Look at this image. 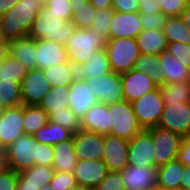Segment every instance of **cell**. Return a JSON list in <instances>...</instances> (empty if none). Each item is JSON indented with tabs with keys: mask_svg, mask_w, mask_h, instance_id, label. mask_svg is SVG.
I'll return each mask as SVG.
<instances>
[{
	"mask_svg": "<svg viewBox=\"0 0 190 190\" xmlns=\"http://www.w3.org/2000/svg\"><path fill=\"white\" fill-rule=\"evenodd\" d=\"M53 146L37 142L33 135L23 134L5 149V167L22 172L34 165L53 166Z\"/></svg>",
	"mask_w": 190,
	"mask_h": 190,
	"instance_id": "1",
	"label": "cell"
},
{
	"mask_svg": "<svg viewBox=\"0 0 190 190\" xmlns=\"http://www.w3.org/2000/svg\"><path fill=\"white\" fill-rule=\"evenodd\" d=\"M42 5L39 0H19L0 17V36L8 41L28 36Z\"/></svg>",
	"mask_w": 190,
	"mask_h": 190,
	"instance_id": "2",
	"label": "cell"
},
{
	"mask_svg": "<svg viewBox=\"0 0 190 190\" xmlns=\"http://www.w3.org/2000/svg\"><path fill=\"white\" fill-rule=\"evenodd\" d=\"M74 30L75 26L71 21H66L42 5L28 36L34 40L45 39L65 46Z\"/></svg>",
	"mask_w": 190,
	"mask_h": 190,
	"instance_id": "3",
	"label": "cell"
},
{
	"mask_svg": "<svg viewBox=\"0 0 190 190\" xmlns=\"http://www.w3.org/2000/svg\"><path fill=\"white\" fill-rule=\"evenodd\" d=\"M108 38L91 29H76L65 44L68 61L73 64H84L94 51L104 49Z\"/></svg>",
	"mask_w": 190,
	"mask_h": 190,
	"instance_id": "4",
	"label": "cell"
},
{
	"mask_svg": "<svg viewBox=\"0 0 190 190\" xmlns=\"http://www.w3.org/2000/svg\"><path fill=\"white\" fill-rule=\"evenodd\" d=\"M105 50L112 71L119 74L133 69L141 54L136 39L133 38L108 39Z\"/></svg>",
	"mask_w": 190,
	"mask_h": 190,
	"instance_id": "5",
	"label": "cell"
},
{
	"mask_svg": "<svg viewBox=\"0 0 190 190\" xmlns=\"http://www.w3.org/2000/svg\"><path fill=\"white\" fill-rule=\"evenodd\" d=\"M109 113L112 123L111 135L132 140L144 130L134 113L132 104L126 100L109 104Z\"/></svg>",
	"mask_w": 190,
	"mask_h": 190,
	"instance_id": "6",
	"label": "cell"
},
{
	"mask_svg": "<svg viewBox=\"0 0 190 190\" xmlns=\"http://www.w3.org/2000/svg\"><path fill=\"white\" fill-rule=\"evenodd\" d=\"M146 130L152 135L156 168L178 158L182 136L158 126Z\"/></svg>",
	"mask_w": 190,
	"mask_h": 190,
	"instance_id": "7",
	"label": "cell"
},
{
	"mask_svg": "<svg viewBox=\"0 0 190 190\" xmlns=\"http://www.w3.org/2000/svg\"><path fill=\"white\" fill-rule=\"evenodd\" d=\"M134 113L143 129L158 126L164 102L158 87L132 102Z\"/></svg>",
	"mask_w": 190,
	"mask_h": 190,
	"instance_id": "8",
	"label": "cell"
},
{
	"mask_svg": "<svg viewBox=\"0 0 190 190\" xmlns=\"http://www.w3.org/2000/svg\"><path fill=\"white\" fill-rule=\"evenodd\" d=\"M158 127L183 138L190 136V103L164 104Z\"/></svg>",
	"mask_w": 190,
	"mask_h": 190,
	"instance_id": "9",
	"label": "cell"
},
{
	"mask_svg": "<svg viewBox=\"0 0 190 190\" xmlns=\"http://www.w3.org/2000/svg\"><path fill=\"white\" fill-rule=\"evenodd\" d=\"M86 82L93 88V96L99 103L109 105L124 100L121 74L119 73L111 71Z\"/></svg>",
	"mask_w": 190,
	"mask_h": 190,
	"instance_id": "10",
	"label": "cell"
},
{
	"mask_svg": "<svg viewBox=\"0 0 190 190\" xmlns=\"http://www.w3.org/2000/svg\"><path fill=\"white\" fill-rule=\"evenodd\" d=\"M73 147L78 160H102L104 135L93 131L79 130L73 133Z\"/></svg>",
	"mask_w": 190,
	"mask_h": 190,
	"instance_id": "11",
	"label": "cell"
},
{
	"mask_svg": "<svg viewBox=\"0 0 190 190\" xmlns=\"http://www.w3.org/2000/svg\"><path fill=\"white\" fill-rule=\"evenodd\" d=\"M50 89L42 69L28 70L21 81L22 105H39Z\"/></svg>",
	"mask_w": 190,
	"mask_h": 190,
	"instance_id": "12",
	"label": "cell"
},
{
	"mask_svg": "<svg viewBox=\"0 0 190 190\" xmlns=\"http://www.w3.org/2000/svg\"><path fill=\"white\" fill-rule=\"evenodd\" d=\"M128 165L155 167L152 135L146 129L129 140Z\"/></svg>",
	"mask_w": 190,
	"mask_h": 190,
	"instance_id": "13",
	"label": "cell"
},
{
	"mask_svg": "<svg viewBox=\"0 0 190 190\" xmlns=\"http://www.w3.org/2000/svg\"><path fill=\"white\" fill-rule=\"evenodd\" d=\"M129 140L104 135L103 163L109 172L122 171L128 165Z\"/></svg>",
	"mask_w": 190,
	"mask_h": 190,
	"instance_id": "14",
	"label": "cell"
},
{
	"mask_svg": "<svg viewBox=\"0 0 190 190\" xmlns=\"http://www.w3.org/2000/svg\"><path fill=\"white\" fill-rule=\"evenodd\" d=\"M122 180L125 190H157V168L127 165Z\"/></svg>",
	"mask_w": 190,
	"mask_h": 190,
	"instance_id": "15",
	"label": "cell"
},
{
	"mask_svg": "<svg viewBox=\"0 0 190 190\" xmlns=\"http://www.w3.org/2000/svg\"><path fill=\"white\" fill-rule=\"evenodd\" d=\"M93 88L85 80L74 79L68 87L69 109L81 120L86 112L98 101Z\"/></svg>",
	"mask_w": 190,
	"mask_h": 190,
	"instance_id": "16",
	"label": "cell"
},
{
	"mask_svg": "<svg viewBox=\"0 0 190 190\" xmlns=\"http://www.w3.org/2000/svg\"><path fill=\"white\" fill-rule=\"evenodd\" d=\"M22 121L23 105L6 108L0 117V143L4 149L24 134Z\"/></svg>",
	"mask_w": 190,
	"mask_h": 190,
	"instance_id": "17",
	"label": "cell"
},
{
	"mask_svg": "<svg viewBox=\"0 0 190 190\" xmlns=\"http://www.w3.org/2000/svg\"><path fill=\"white\" fill-rule=\"evenodd\" d=\"M121 81L124 100L129 103L136 101L156 88L151 78L134 69L121 74Z\"/></svg>",
	"mask_w": 190,
	"mask_h": 190,
	"instance_id": "18",
	"label": "cell"
},
{
	"mask_svg": "<svg viewBox=\"0 0 190 190\" xmlns=\"http://www.w3.org/2000/svg\"><path fill=\"white\" fill-rule=\"evenodd\" d=\"M107 166L102 160H78L73 170L77 184L94 189L107 175Z\"/></svg>",
	"mask_w": 190,
	"mask_h": 190,
	"instance_id": "19",
	"label": "cell"
},
{
	"mask_svg": "<svg viewBox=\"0 0 190 190\" xmlns=\"http://www.w3.org/2000/svg\"><path fill=\"white\" fill-rule=\"evenodd\" d=\"M143 30L140 13H126L116 12L113 13V19L110 23V31L108 39L117 38H133Z\"/></svg>",
	"mask_w": 190,
	"mask_h": 190,
	"instance_id": "20",
	"label": "cell"
},
{
	"mask_svg": "<svg viewBox=\"0 0 190 190\" xmlns=\"http://www.w3.org/2000/svg\"><path fill=\"white\" fill-rule=\"evenodd\" d=\"M36 68L46 69L48 67L62 64L68 61L64 45L50 40H35Z\"/></svg>",
	"mask_w": 190,
	"mask_h": 190,
	"instance_id": "21",
	"label": "cell"
},
{
	"mask_svg": "<svg viewBox=\"0 0 190 190\" xmlns=\"http://www.w3.org/2000/svg\"><path fill=\"white\" fill-rule=\"evenodd\" d=\"M112 129L109 105L97 102L81 119V130L93 131L102 135L110 134Z\"/></svg>",
	"mask_w": 190,
	"mask_h": 190,
	"instance_id": "22",
	"label": "cell"
},
{
	"mask_svg": "<svg viewBox=\"0 0 190 190\" xmlns=\"http://www.w3.org/2000/svg\"><path fill=\"white\" fill-rule=\"evenodd\" d=\"M111 71L107 52L104 48L94 51L91 58L84 64L75 65V78L87 81L94 78L97 79Z\"/></svg>",
	"mask_w": 190,
	"mask_h": 190,
	"instance_id": "23",
	"label": "cell"
},
{
	"mask_svg": "<svg viewBox=\"0 0 190 190\" xmlns=\"http://www.w3.org/2000/svg\"><path fill=\"white\" fill-rule=\"evenodd\" d=\"M158 57L161 70L164 73V83L173 84L190 81V68L180 63L167 49L163 50Z\"/></svg>",
	"mask_w": 190,
	"mask_h": 190,
	"instance_id": "24",
	"label": "cell"
},
{
	"mask_svg": "<svg viewBox=\"0 0 190 190\" xmlns=\"http://www.w3.org/2000/svg\"><path fill=\"white\" fill-rule=\"evenodd\" d=\"M9 55L20 62L27 70L36 68L35 40L29 36L8 41Z\"/></svg>",
	"mask_w": 190,
	"mask_h": 190,
	"instance_id": "25",
	"label": "cell"
},
{
	"mask_svg": "<svg viewBox=\"0 0 190 190\" xmlns=\"http://www.w3.org/2000/svg\"><path fill=\"white\" fill-rule=\"evenodd\" d=\"M185 165L178 159L157 168V190H171L179 188Z\"/></svg>",
	"mask_w": 190,
	"mask_h": 190,
	"instance_id": "26",
	"label": "cell"
},
{
	"mask_svg": "<svg viewBox=\"0 0 190 190\" xmlns=\"http://www.w3.org/2000/svg\"><path fill=\"white\" fill-rule=\"evenodd\" d=\"M142 54L159 55L167 49V39L163 30H142L135 38Z\"/></svg>",
	"mask_w": 190,
	"mask_h": 190,
	"instance_id": "27",
	"label": "cell"
},
{
	"mask_svg": "<svg viewBox=\"0 0 190 190\" xmlns=\"http://www.w3.org/2000/svg\"><path fill=\"white\" fill-rule=\"evenodd\" d=\"M54 159L53 168L59 172H73L77 156L73 147V138L53 145Z\"/></svg>",
	"mask_w": 190,
	"mask_h": 190,
	"instance_id": "28",
	"label": "cell"
},
{
	"mask_svg": "<svg viewBox=\"0 0 190 190\" xmlns=\"http://www.w3.org/2000/svg\"><path fill=\"white\" fill-rule=\"evenodd\" d=\"M55 169L51 166L34 165L33 167L19 172L17 183H24V187L39 190L44 184H49Z\"/></svg>",
	"mask_w": 190,
	"mask_h": 190,
	"instance_id": "29",
	"label": "cell"
},
{
	"mask_svg": "<svg viewBox=\"0 0 190 190\" xmlns=\"http://www.w3.org/2000/svg\"><path fill=\"white\" fill-rule=\"evenodd\" d=\"M72 9L71 22L76 29H90L97 9L89 0H69Z\"/></svg>",
	"mask_w": 190,
	"mask_h": 190,
	"instance_id": "30",
	"label": "cell"
},
{
	"mask_svg": "<svg viewBox=\"0 0 190 190\" xmlns=\"http://www.w3.org/2000/svg\"><path fill=\"white\" fill-rule=\"evenodd\" d=\"M42 71L51 87H69L75 79V65L69 61L48 67Z\"/></svg>",
	"mask_w": 190,
	"mask_h": 190,
	"instance_id": "31",
	"label": "cell"
},
{
	"mask_svg": "<svg viewBox=\"0 0 190 190\" xmlns=\"http://www.w3.org/2000/svg\"><path fill=\"white\" fill-rule=\"evenodd\" d=\"M33 136L37 142L53 146L59 142L71 139L73 132L57 123L49 121L44 127L37 130Z\"/></svg>",
	"mask_w": 190,
	"mask_h": 190,
	"instance_id": "32",
	"label": "cell"
},
{
	"mask_svg": "<svg viewBox=\"0 0 190 190\" xmlns=\"http://www.w3.org/2000/svg\"><path fill=\"white\" fill-rule=\"evenodd\" d=\"M49 122L47 112L39 105H23L22 126L25 134L33 135Z\"/></svg>",
	"mask_w": 190,
	"mask_h": 190,
	"instance_id": "33",
	"label": "cell"
},
{
	"mask_svg": "<svg viewBox=\"0 0 190 190\" xmlns=\"http://www.w3.org/2000/svg\"><path fill=\"white\" fill-rule=\"evenodd\" d=\"M133 69L138 72L145 73L149 78L152 79L156 87H159L164 83V73L162 72L161 66L159 64L158 55H148L141 53L136 60Z\"/></svg>",
	"mask_w": 190,
	"mask_h": 190,
	"instance_id": "34",
	"label": "cell"
},
{
	"mask_svg": "<svg viewBox=\"0 0 190 190\" xmlns=\"http://www.w3.org/2000/svg\"><path fill=\"white\" fill-rule=\"evenodd\" d=\"M68 97V87H51L50 91L39 103V106L50 116L54 112L62 111L63 108H69Z\"/></svg>",
	"mask_w": 190,
	"mask_h": 190,
	"instance_id": "35",
	"label": "cell"
},
{
	"mask_svg": "<svg viewBox=\"0 0 190 190\" xmlns=\"http://www.w3.org/2000/svg\"><path fill=\"white\" fill-rule=\"evenodd\" d=\"M164 104L190 103V81L163 83L158 87Z\"/></svg>",
	"mask_w": 190,
	"mask_h": 190,
	"instance_id": "36",
	"label": "cell"
},
{
	"mask_svg": "<svg viewBox=\"0 0 190 190\" xmlns=\"http://www.w3.org/2000/svg\"><path fill=\"white\" fill-rule=\"evenodd\" d=\"M163 33L167 42L190 44V30L179 16L167 17L163 25Z\"/></svg>",
	"mask_w": 190,
	"mask_h": 190,
	"instance_id": "37",
	"label": "cell"
},
{
	"mask_svg": "<svg viewBox=\"0 0 190 190\" xmlns=\"http://www.w3.org/2000/svg\"><path fill=\"white\" fill-rule=\"evenodd\" d=\"M0 102L7 108L22 105L21 82L0 80Z\"/></svg>",
	"mask_w": 190,
	"mask_h": 190,
	"instance_id": "38",
	"label": "cell"
},
{
	"mask_svg": "<svg viewBox=\"0 0 190 190\" xmlns=\"http://www.w3.org/2000/svg\"><path fill=\"white\" fill-rule=\"evenodd\" d=\"M27 71L25 66L8 55L0 65V80L21 82Z\"/></svg>",
	"mask_w": 190,
	"mask_h": 190,
	"instance_id": "39",
	"label": "cell"
},
{
	"mask_svg": "<svg viewBox=\"0 0 190 190\" xmlns=\"http://www.w3.org/2000/svg\"><path fill=\"white\" fill-rule=\"evenodd\" d=\"M49 121L57 123L73 133L81 129V120L69 108H63L60 112L52 113L49 116Z\"/></svg>",
	"mask_w": 190,
	"mask_h": 190,
	"instance_id": "40",
	"label": "cell"
},
{
	"mask_svg": "<svg viewBox=\"0 0 190 190\" xmlns=\"http://www.w3.org/2000/svg\"><path fill=\"white\" fill-rule=\"evenodd\" d=\"M113 13L114 10L112 8H104L102 10H98L94 16V21L90 29L97 31L99 34H104L108 38L110 23L113 19Z\"/></svg>",
	"mask_w": 190,
	"mask_h": 190,
	"instance_id": "41",
	"label": "cell"
},
{
	"mask_svg": "<svg viewBox=\"0 0 190 190\" xmlns=\"http://www.w3.org/2000/svg\"><path fill=\"white\" fill-rule=\"evenodd\" d=\"M49 184L52 190H70L77 184V182L73 172L55 171Z\"/></svg>",
	"mask_w": 190,
	"mask_h": 190,
	"instance_id": "42",
	"label": "cell"
},
{
	"mask_svg": "<svg viewBox=\"0 0 190 190\" xmlns=\"http://www.w3.org/2000/svg\"><path fill=\"white\" fill-rule=\"evenodd\" d=\"M93 190H125L122 171L108 172Z\"/></svg>",
	"mask_w": 190,
	"mask_h": 190,
	"instance_id": "43",
	"label": "cell"
},
{
	"mask_svg": "<svg viewBox=\"0 0 190 190\" xmlns=\"http://www.w3.org/2000/svg\"><path fill=\"white\" fill-rule=\"evenodd\" d=\"M169 53L177 58L180 63L190 68V44L181 42H169L167 45Z\"/></svg>",
	"mask_w": 190,
	"mask_h": 190,
	"instance_id": "44",
	"label": "cell"
},
{
	"mask_svg": "<svg viewBox=\"0 0 190 190\" xmlns=\"http://www.w3.org/2000/svg\"><path fill=\"white\" fill-rule=\"evenodd\" d=\"M167 17L162 12L155 13H140V21L143 27V30H163V25Z\"/></svg>",
	"mask_w": 190,
	"mask_h": 190,
	"instance_id": "45",
	"label": "cell"
},
{
	"mask_svg": "<svg viewBox=\"0 0 190 190\" xmlns=\"http://www.w3.org/2000/svg\"><path fill=\"white\" fill-rule=\"evenodd\" d=\"M69 3V0H48L44 6L66 21H71L73 13Z\"/></svg>",
	"mask_w": 190,
	"mask_h": 190,
	"instance_id": "46",
	"label": "cell"
},
{
	"mask_svg": "<svg viewBox=\"0 0 190 190\" xmlns=\"http://www.w3.org/2000/svg\"><path fill=\"white\" fill-rule=\"evenodd\" d=\"M161 12L166 17L179 16L184 10L187 0H158Z\"/></svg>",
	"mask_w": 190,
	"mask_h": 190,
	"instance_id": "47",
	"label": "cell"
},
{
	"mask_svg": "<svg viewBox=\"0 0 190 190\" xmlns=\"http://www.w3.org/2000/svg\"><path fill=\"white\" fill-rule=\"evenodd\" d=\"M19 172L4 167L0 170V190H17Z\"/></svg>",
	"mask_w": 190,
	"mask_h": 190,
	"instance_id": "48",
	"label": "cell"
},
{
	"mask_svg": "<svg viewBox=\"0 0 190 190\" xmlns=\"http://www.w3.org/2000/svg\"><path fill=\"white\" fill-rule=\"evenodd\" d=\"M139 0H112V9L116 12H138Z\"/></svg>",
	"mask_w": 190,
	"mask_h": 190,
	"instance_id": "49",
	"label": "cell"
},
{
	"mask_svg": "<svg viewBox=\"0 0 190 190\" xmlns=\"http://www.w3.org/2000/svg\"><path fill=\"white\" fill-rule=\"evenodd\" d=\"M138 12L147 14L161 12L159 1L158 0H139L138 3Z\"/></svg>",
	"mask_w": 190,
	"mask_h": 190,
	"instance_id": "50",
	"label": "cell"
},
{
	"mask_svg": "<svg viewBox=\"0 0 190 190\" xmlns=\"http://www.w3.org/2000/svg\"><path fill=\"white\" fill-rule=\"evenodd\" d=\"M178 159L188 168H190V136L183 138Z\"/></svg>",
	"mask_w": 190,
	"mask_h": 190,
	"instance_id": "51",
	"label": "cell"
},
{
	"mask_svg": "<svg viewBox=\"0 0 190 190\" xmlns=\"http://www.w3.org/2000/svg\"><path fill=\"white\" fill-rule=\"evenodd\" d=\"M8 55V40L0 36V65L3 63V61Z\"/></svg>",
	"mask_w": 190,
	"mask_h": 190,
	"instance_id": "52",
	"label": "cell"
},
{
	"mask_svg": "<svg viewBox=\"0 0 190 190\" xmlns=\"http://www.w3.org/2000/svg\"><path fill=\"white\" fill-rule=\"evenodd\" d=\"M179 17L190 30V0H187L186 6Z\"/></svg>",
	"mask_w": 190,
	"mask_h": 190,
	"instance_id": "53",
	"label": "cell"
},
{
	"mask_svg": "<svg viewBox=\"0 0 190 190\" xmlns=\"http://www.w3.org/2000/svg\"><path fill=\"white\" fill-rule=\"evenodd\" d=\"M18 2L19 0H0V17Z\"/></svg>",
	"mask_w": 190,
	"mask_h": 190,
	"instance_id": "54",
	"label": "cell"
},
{
	"mask_svg": "<svg viewBox=\"0 0 190 190\" xmlns=\"http://www.w3.org/2000/svg\"><path fill=\"white\" fill-rule=\"evenodd\" d=\"M180 181V187L184 188L185 190H190V168L185 167Z\"/></svg>",
	"mask_w": 190,
	"mask_h": 190,
	"instance_id": "55",
	"label": "cell"
},
{
	"mask_svg": "<svg viewBox=\"0 0 190 190\" xmlns=\"http://www.w3.org/2000/svg\"><path fill=\"white\" fill-rule=\"evenodd\" d=\"M91 4L97 9L112 8V0H89Z\"/></svg>",
	"mask_w": 190,
	"mask_h": 190,
	"instance_id": "56",
	"label": "cell"
},
{
	"mask_svg": "<svg viewBox=\"0 0 190 190\" xmlns=\"http://www.w3.org/2000/svg\"><path fill=\"white\" fill-rule=\"evenodd\" d=\"M70 190H93L91 188L76 184L73 188H71Z\"/></svg>",
	"mask_w": 190,
	"mask_h": 190,
	"instance_id": "57",
	"label": "cell"
},
{
	"mask_svg": "<svg viewBox=\"0 0 190 190\" xmlns=\"http://www.w3.org/2000/svg\"><path fill=\"white\" fill-rule=\"evenodd\" d=\"M17 190H36L31 187H24V183H17Z\"/></svg>",
	"mask_w": 190,
	"mask_h": 190,
	"instance_id": "58",
	"label": "cell"
},
{
	"mask_svg": "<svg viewBox=\"0 0 190 190\" xmlns=\"http://www.w3.org/2000/svg\"><path fill=\"white\" fill-rule=\"evenodd\" d=\"M5 167L4 153L0 151V170Z\"/></svg>",
	"mask_w": 190,
	"mask_h": 190,
	"instance_id": "59",
	"label": "cell"
},
{
	"mask_svg": "<svg viewBox=\"0 0 190 190\" xmlns=\"http://www.w3.org/2000/svg\"><path fill=\"white\" fill-rule=\"evenodd\" d=\"M7 107H5L1 102H0V117L3 116V114L5 113Z\"/></svg>",
	"mask_w": 190,
	"mask_h": 190,
	"instance_id": "60",
	"label": "cell"
},
{
	"mask_svg": "<svg viewBox=\"0 0 190 190\" xmlns=\"http://www.w3.org/2000/svg\"><path fill=\"white\" fill-rule=\"evenodd\" d=\"M39 190H52L50 184H44Z\"/></svg>",
	"mask_w": 190,
	"mask_h": 190,
	"instance_id": "61",
	"label": "cell"
},
{
	"mask_svg": "<svg viewBox=\"0 0 190 190\" xmlns=\"http://www.w3.org/2000/svg\"><path fill=\"white\" fill-rule=\"evenodd\" d=\"M0 151H1L2 153H5V149L1 146V143H0Z\"/></svg>",
	"mask_w": 190,
	"mask_h": 190,
	"instance_id": "62",
	"label": "cell"
},
{
	"mask_svg": "<svg viewBox=\"0 0 190 190\" xmlns=\"http://www.w3.org/2000/svg\"><path fill=\"white\" fill-rule=\"evenodd\" d=\"M48 0H39L43 5L47 2Z\"/></svg>",
	"mask_w": 190,
	"mask_h": 190,
	"instance_id": "63",
	"label": "cell"
},
{
	"mask_svg": "<svg viewBox=\"0 0 190 190\" xmlns=\"http://www.w3.org/2000/svg\"><path fill=\"white\" fill-rule=\"evenodd\" d=\"M171 190H185V189L182 187H179V188H175V189H171Z\"/></svg>",
	"mask_w": 190,
	"mask_h": 190,
	"instance_id": "64",
	"label": "cell"
}]
</instances>
